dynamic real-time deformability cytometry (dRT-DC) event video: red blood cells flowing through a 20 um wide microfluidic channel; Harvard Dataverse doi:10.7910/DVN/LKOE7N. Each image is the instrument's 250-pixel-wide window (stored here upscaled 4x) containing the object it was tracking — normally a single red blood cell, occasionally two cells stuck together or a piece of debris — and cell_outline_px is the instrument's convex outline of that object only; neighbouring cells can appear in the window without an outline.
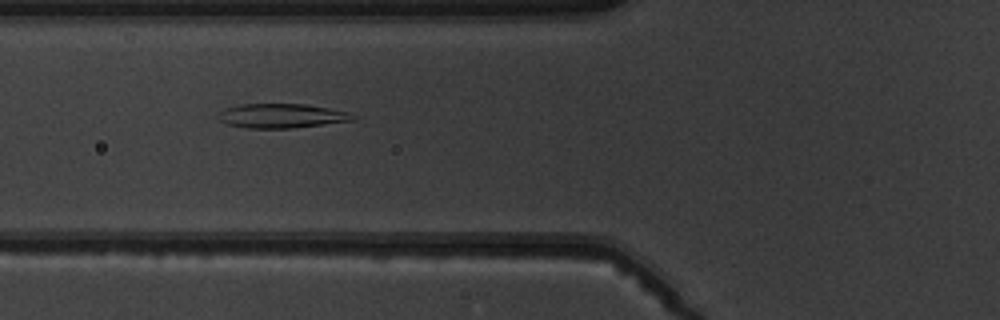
{"species": "common noctule bat (a hibernating species)", "species_latin": "Nyctalus noctula", "temperature_condition": "warm", "stored_images_in_passage": 5, "camera_frame_rate_fps": 3000, "um_per_image_px": 0.085, "animal": {"sex": "male", "body_mass_g": 19.5, "forearm_length_mm": 54.6}, "frame": {"image": 1, "passage_image": 3, "time_ms": 2.0, "image_size_px": [1000, 320], "cell_outline_px": [[356, 120], [292, 128], [244, 128], [228, 124], [220, 120], [216, 116], [216, 112], [224, 108], [240, 104], [304, 104], [328, 108], [348, 112], [356, 116]], "centroid_in_image_um": [23.88, 9.84], "position_along_channel_um": 101.9, "area_um2": 19.19}}
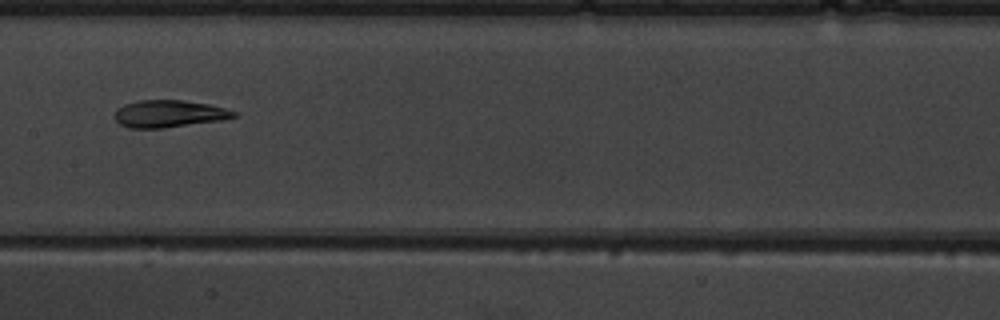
{"frame": {"image": 2, "passage_image": 5, "time_ms": 4.333, "image_size_px": [1000, 320], "cell_outline_px": [[236, 116], [224, 120], [164, 128], [128, 128], [120, 124], [112, 116], [116, 108], [124, 104], [136, 100], [184, 100], [208, 104], [224, 108], [236, 112]], "centroid_in_image_um": [14.31, 9.67], "position_along_channel_um": 193.1, "area_um2": 19.13}}